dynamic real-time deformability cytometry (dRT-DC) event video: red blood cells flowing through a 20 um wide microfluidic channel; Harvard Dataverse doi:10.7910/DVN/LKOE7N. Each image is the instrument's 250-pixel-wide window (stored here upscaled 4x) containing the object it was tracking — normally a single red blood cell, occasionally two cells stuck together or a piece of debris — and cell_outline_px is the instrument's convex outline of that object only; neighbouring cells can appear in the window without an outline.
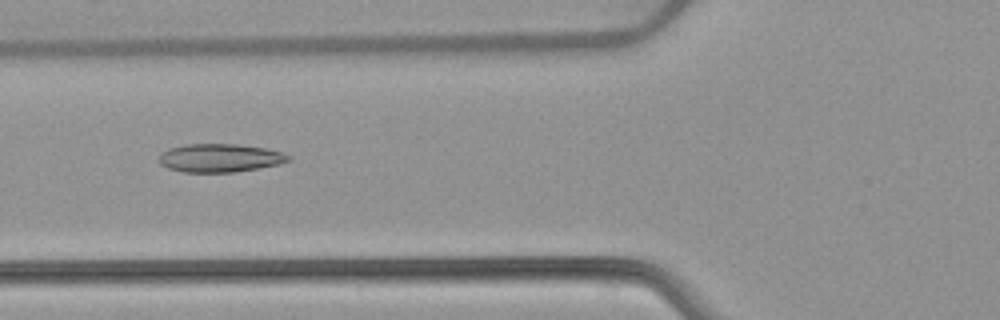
{"species": "common noctule bat (a hibernating species)", "species_latin": "Nyctalus noctula", "temperature_condition": "warm", "stored_images_in_passage": 34, "camera_frame_rate_fps": 3000, "um_per_image_px": 0.085, "animal": {"sex": "female", "body_mass_g": 22.7, "forearm_length_mm": 54.2}, "frame": {"image": 1, "passage_image": 16, "time_ms": 5.0, "image_size_px": [1000, 320], "cell_outline_px": [[292, 160], [280, 164], [260, 168], [236, 172], [184, 172], [168, 168], [160, 164], [160, 152], [168, 148], [184, 144], [236, 144], [264, 148], [280, 152], [292, 156]], "centroid_in_image_um": [18.7, 13.43], "position_along_channel_um": 107.1, "area_um2": 21.5}}
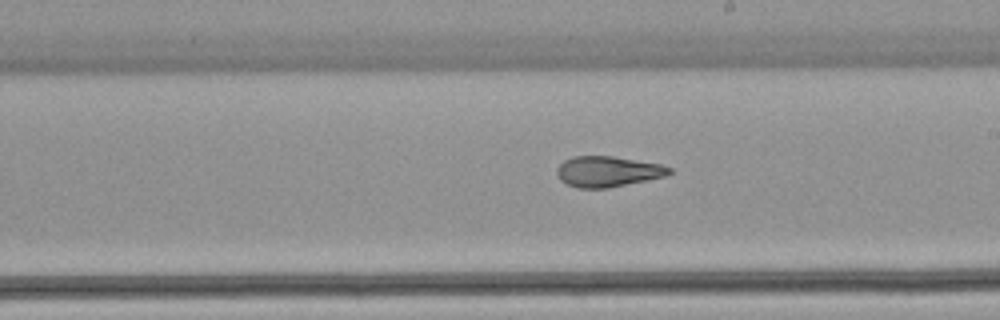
{"frame": {"image": 2, "passage_image": 26, "time_ms": 8.333, "image_size_px": [1000, 320], "cell_outline_px": [[672, 172], [664, 176], [608, 188], [576, 188], [560, 180], [556, 172], [556, 168], [564, 160], [572, 156], [612, 156], [660, 164], [672, 168]], "centroid_in_image_um": [51.62, 14.57], "position_along_channel_um": 237.4, "area_um2": 19.94}}
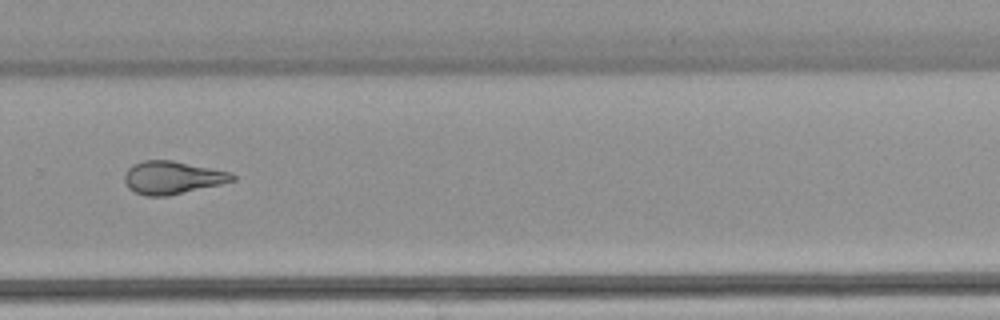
{"frame": {"image": 3, "passage_image": 32, "time_ms": 10.333, "image_size_px": [1000, 320], "cell_outline_px": [[236, 180], [220, 184], [168, 196], [148, 196], [136, 192], [128, 188], [124, 180], [124, 176], [128, 168], [132, 164], [144, 160], [172, 160], [232, 172], [236, 176]], "centroid_in_image_um": [14.66, 15.08], "position_along_channel_um": 315.1, "area_um2": 20.69}}